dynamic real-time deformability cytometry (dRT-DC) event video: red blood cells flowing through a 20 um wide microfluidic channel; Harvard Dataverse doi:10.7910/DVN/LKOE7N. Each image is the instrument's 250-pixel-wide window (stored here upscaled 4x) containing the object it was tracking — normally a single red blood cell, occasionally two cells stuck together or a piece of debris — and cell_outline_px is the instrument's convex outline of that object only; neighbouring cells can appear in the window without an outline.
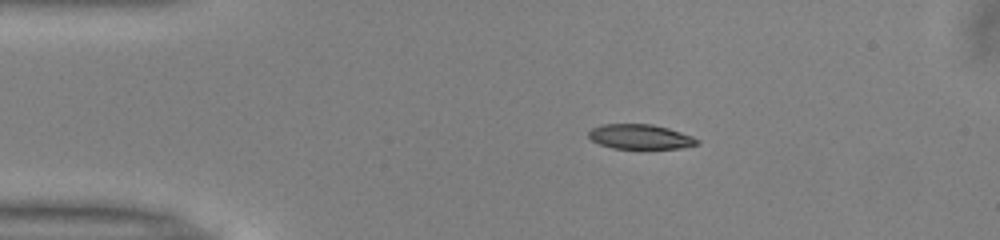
{"species": "common noctule bat (a hibernating species)", "species_latin": "Nyctalus noctula", "temperature_condition": "warm", "stored_images_in_passage": 43, "camera_frame_rate_fps": 3000, "um_per_image_px": 0.085, "animal": {"sex": "male", "body_mass_g": 13.0, "forearm_length_mm": 53.1}, "frame": {"image": 1, "passage_image": 1, "time_ms": 0.0, "image_size_px": [1000, 240], "cell_outline_px": [[700, 144], [684, 148], [612, 148], [600, 144], [592, 140], [588, 136], [588, 132], [592, 128], [604, 124], [652, 124], [668, 128], [692, 136], [700, 140]], "centroid_in_image_um": [54.45, 11.62], "position_along_channel_um": 30.6, "area_um2": 15.61}}
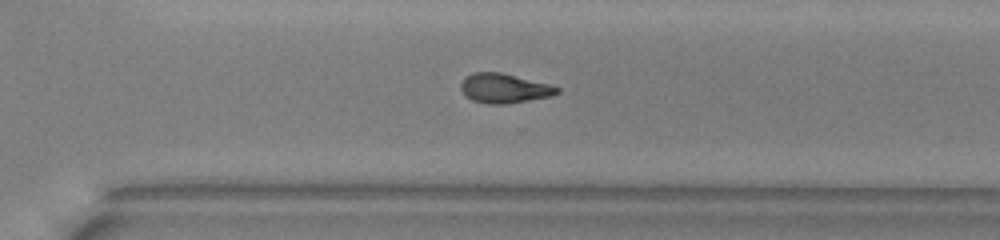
{"frame": {"image": 2, "passage_image": 27, "time_ms": 8.667, "image_size_px": [1000, 240], "cell_outline_px": [[560, 92], [552, 96], [504, 104], [488, 104], [472, 100], [464, 96], [460, 88], [460, 84], [464, 76], [472, 72], [500, 72], [552, 84], [560, 88]], "centroid_in_image_um": [42.84, 7.49], "position_along_channel_um": 327.8, "area_um2": 16.82}}
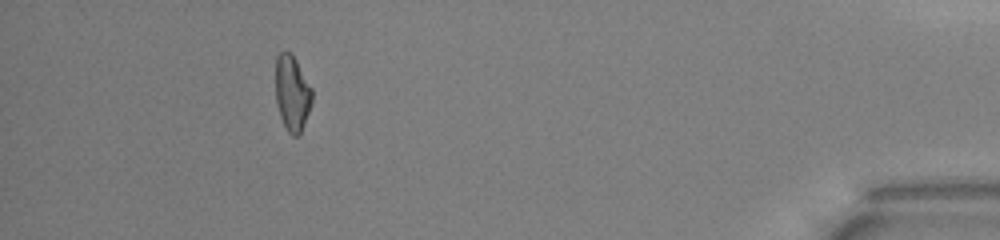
{"frame": {"image": 3, "passage_image": 38, "time_ms": 12.333, "image_size_px": [1000, 240], "cell_outline_px": [[312, 100], [308, 112], [300, 132], [296, 136], [292, 136], [288, 132], [280, 116], [276, 104], [276, 56], [280, 52], [292, 52], [312, 88]], "centroid_in_image_um": [24.82, 7.88], "position_along_channel_um": 410.4, "area_um2": 15.95}, "authors_computed_cell_mechanics": {"area_um2": 16.473, "velocity_mm_per_s": 3.9961, "shape_relaxation_time_tau1_ms": 6.4051, "shape_relaxation_time_tau2_ms": 8.675, "deformation_change_tau1": 0.172, "deformation_change_tau2": 0.1902}}